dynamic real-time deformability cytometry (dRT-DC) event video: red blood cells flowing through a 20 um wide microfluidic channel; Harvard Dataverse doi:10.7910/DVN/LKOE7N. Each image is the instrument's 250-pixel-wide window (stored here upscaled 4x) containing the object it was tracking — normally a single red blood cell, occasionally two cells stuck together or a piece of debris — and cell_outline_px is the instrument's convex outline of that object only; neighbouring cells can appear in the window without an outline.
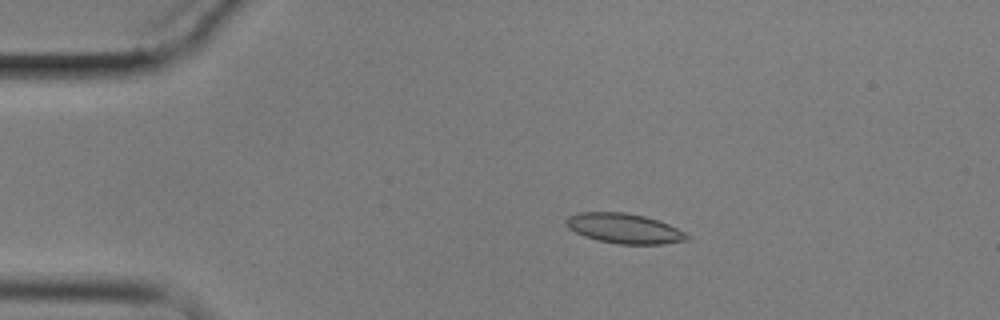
{"species": "common noctule bat (a hibernating species)", "species_latin": "Nyctalus noctula", "temperature_condition": "cold", "stored_images_in_passage": 5, "camera_frame_rate_fps": 3000, "um_per_image_px": 0.085, "animal": {"sex": "male", "body_mass_g": 17.9}, "frame": {"image": 1, "passage_image": 2, "time_ms": 1.333, "image_size_px": [1000, 320], "cell_outline_px": [[692, 236], [688, 240], [664, 244], [620, 244], [600, 240], [584, 236], [568, 228], [564, 224], [564, 220], [568, 216], [580, 212], [624, 212], [644, 216], [668, 224]], "centroid_in_image_um": [53.05, 19.41], "position_along_channel_um": 32.0, "area_um2": 21.04}}
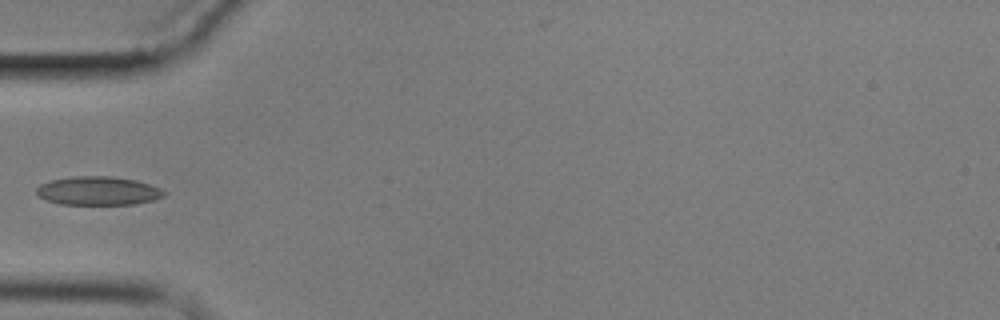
{"frame": {"image": 2, "passage_image": 4, "time_ms": 4.0, "image_size_px": [1000, 320], "cell_outline_px": [[168, 192], [164, 196], [152, 200], [136, 204], [60, 204], [48, 200], [40, 196], [36, 192], [36, 188], [40, 184], [52, 180], [72, 176], [112, 176], [136, 180], [160, 188]], "centroid_in_image_um": [8.36, 16.21], "position_along_channel_um": 76.6, "area_um2": 21.21}}